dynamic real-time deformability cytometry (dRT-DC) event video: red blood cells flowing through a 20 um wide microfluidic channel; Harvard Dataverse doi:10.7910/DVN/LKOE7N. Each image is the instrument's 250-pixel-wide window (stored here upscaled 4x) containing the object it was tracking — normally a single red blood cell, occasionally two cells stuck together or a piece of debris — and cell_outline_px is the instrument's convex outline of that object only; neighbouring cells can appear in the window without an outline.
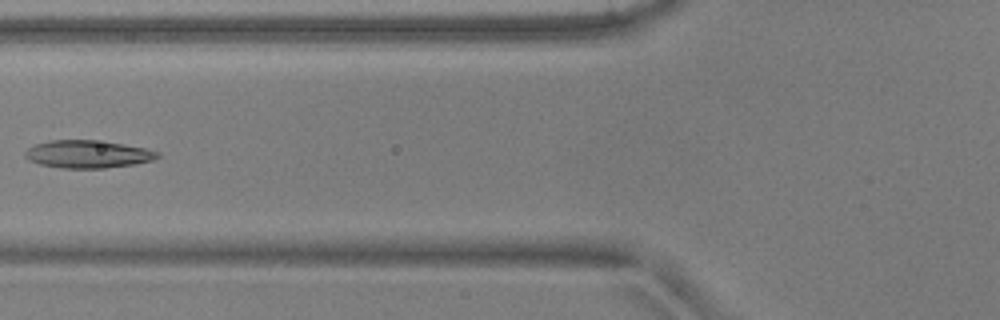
{"species": "common noctule bat (a hibernating species)", "species_latin": "Nyctalus noctula", "temperature_condition": "warm", "stored_images_in_passage": 7, "camera_frame_rate_fps": 3000, "um_per_image_px": 0.085, "animal": {"sex": "male", "body_mass_g": 17.9, "forearm_length_mm": 54.2}, "frame": {"image": 1, "passage_image": 6, "time_ms": 1.667, "image_size_px": [1000, 320], "cell_outline_px": [[160, 156], [152, 160], [136, 164], [104, 168], [60, 168], [40, 164], [28, 160], [24, 156], [24, 152], [28, 148], [36, 144], [48, 140], [92, 140], [120, 144], [144, 148], [160, 152]], "centroid_in_image_um": [7.43, 13.11], "position_along_channel_um": 118.4, "area_um2": 21.27}}
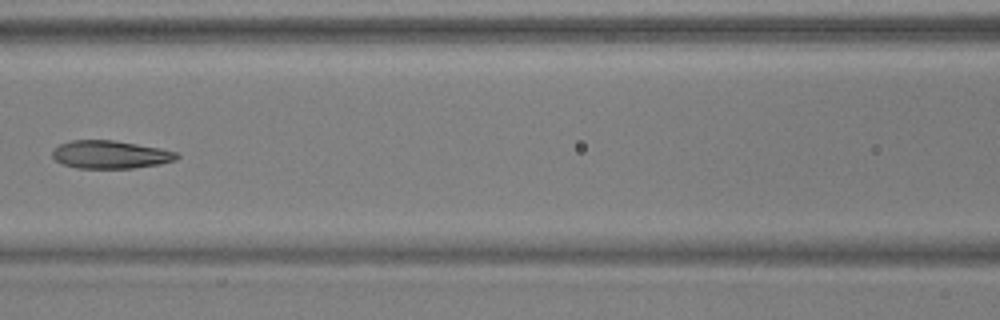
{"frame": {"image": 2, "passage_image": 7, "time_ms": 2.0, "image_size_px": [1000, 320], "cell_outline_px": [[180, 156], [176, 160], [160, 164], [132, 168], [76, 168], [64, 164], [56, 160], [52, 156], [52, 152], [60, 144], [72, 140], [112, 140], [160, 148], [176, 152]], "centroid_in_image_um": [9.39, 13.14], "position_along_channel_um": 157.2, "area_um2": 20.11}}